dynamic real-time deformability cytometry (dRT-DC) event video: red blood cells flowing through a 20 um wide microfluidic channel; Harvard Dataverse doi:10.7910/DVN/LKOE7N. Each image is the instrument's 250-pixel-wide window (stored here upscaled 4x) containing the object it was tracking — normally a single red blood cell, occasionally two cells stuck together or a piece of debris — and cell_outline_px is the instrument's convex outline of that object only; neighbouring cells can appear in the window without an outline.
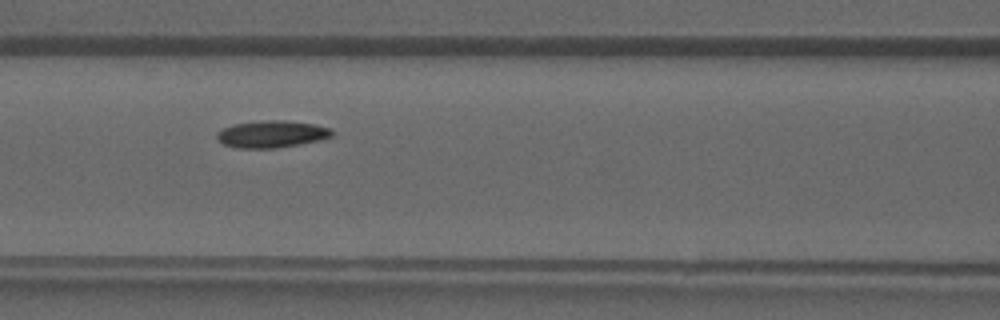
{"species": "common noctule bat (a hibernating species)", "species_latin": "Nyctalus noctula", "temperature_condition": "warm", "stored_images_in_passage": 31, "camera_frame_rate_fps": 3000, "um_per_image_px": 0.085, "animal": {"sex": "male", "forearm_length_mm": 52.5}, "frame": {"image": 1, "passage_image": 8, "time_ms": 2.333, "image_size_px": [1000, 320], "cell_outline_px": [[332, 136], [320, 140], [276, 148], [236, 148], [224, 144], [216, 140], [216, 132], [224, 128], [236, 124], [264, 120], [284, 120], [312, 124], [332, 128]], "centroid_in_image_um": [23.07, 11.4], "position_along_channel_um": 143.5, "area_um2": 18.03}}
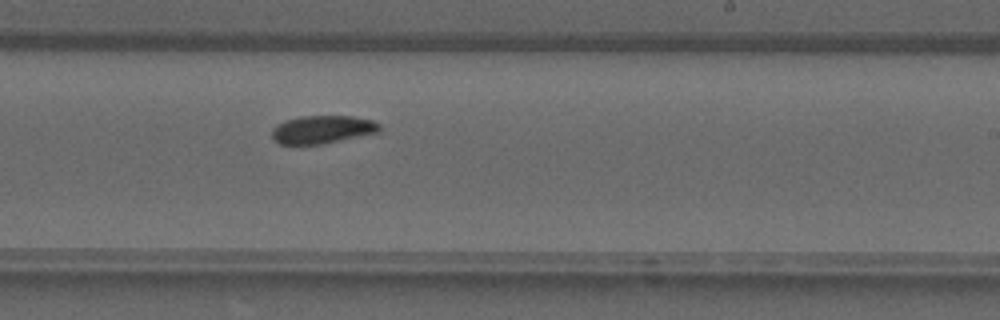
{"frame": {"image": 2, "passage_image": 15, "time_ms": 4.667, "image_size_px": [1000, 320], "cell_outline_px": [[380, 132], [324, 144], [276, 144], [272, 140], [272, 128], [284, 120], [300, 116], [352, 116], [372, 120], [380, 124]], "centroid_in_image_um": [27.38, 11.01], "position_along_channel_um": 261.6, "area_um2": 17.8}}
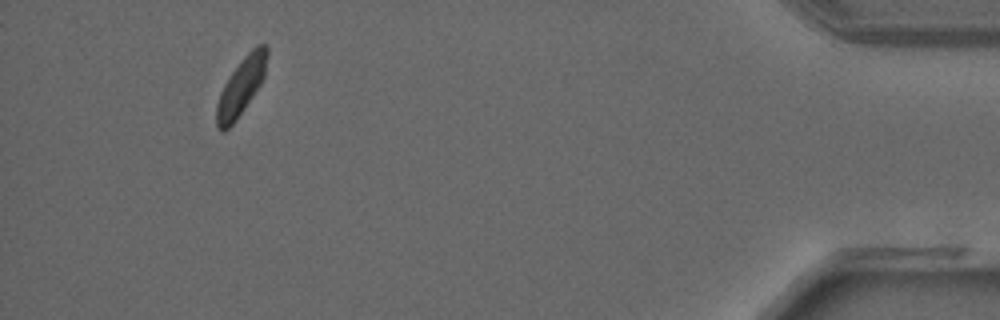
{"frame": {"image": 3, "passage_image": 28, "time_ms": 9.0, "image_size_px": [1000, 320], "cell_outline_px": [[268, 56], [264, 76], [260, 84], [236, 120], [224, 132], [220, 132], [216, 128], [216, 104], [220, 92], [228, 76], [244, 56], [256, 44], [264, 44], [268, 48]], "centroid_in_image_um": [20.47, 7.35], "position_along_channel_um": 414.7, "area_um2": 16.88}}